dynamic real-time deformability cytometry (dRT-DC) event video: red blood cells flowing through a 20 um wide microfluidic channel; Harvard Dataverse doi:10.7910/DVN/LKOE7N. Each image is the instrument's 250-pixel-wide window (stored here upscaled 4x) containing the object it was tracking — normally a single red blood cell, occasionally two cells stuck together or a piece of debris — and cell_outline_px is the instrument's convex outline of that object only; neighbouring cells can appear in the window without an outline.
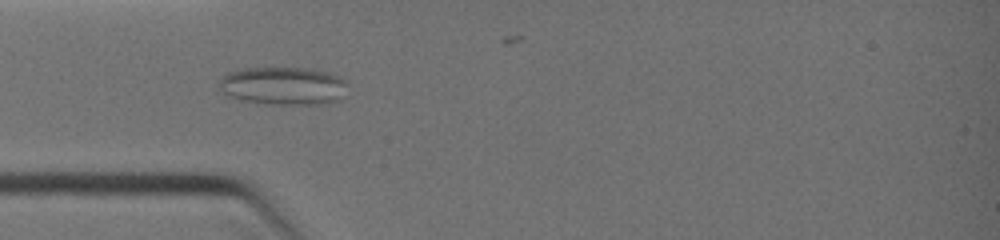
{"species": "common noctule bat (a hibernating species)", "species_latin": "Nyctalus noctula", "temperature_condition": "warm", "stored_images_in_passage": 6, "camera_frame_rate_fps": 3000, "um_per_image_px": 0.085, "animal": {"sex": "female", "body_mass_g": 19.0, "forearm_length_mm": 51.5}, "frame": {"image": 1, "passage_image": 4, "time_ms": 3.0, "image_size_px": [1000, 240], "cell_outline_px": [[348, 84], [344, 96], [340, 100], [324, 104], [268, 104], [244, 100], [228, 96], [220, 88], [220, 80], [228, 72], [244, 68], [308, 68], [328, 72], [348, 80]], "centroid_in_image_um": [24.15, 7.3], "position_along_channel_um": 60.8, "area_um2": 28.61}}
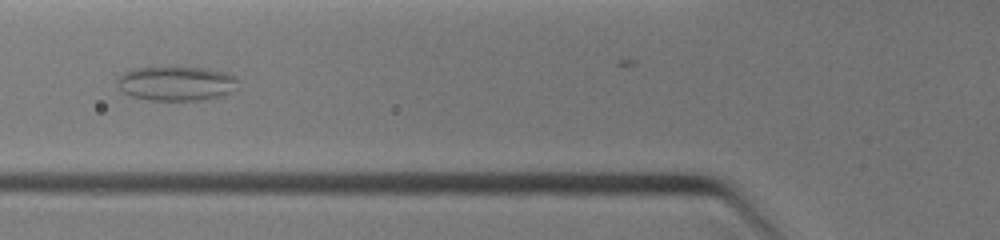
{"frame": {"image": 2, "passage_image": 5, "time_ms": 4.0, "image_size_px": [1000, 240], "cell_outline_px": [[240, 88], [220, 96], [200, 100], [148, 100], [132, 96], [124, 92], [116, 84], [116, 80], [124, 72], [132, 68], [176, 64], [208, 68], [228, 72], [236, 76]], "centroid_in_image_um": [15.02, 7.03], "position_along_channel_um": 110.8, "area_um2": 25.43}}
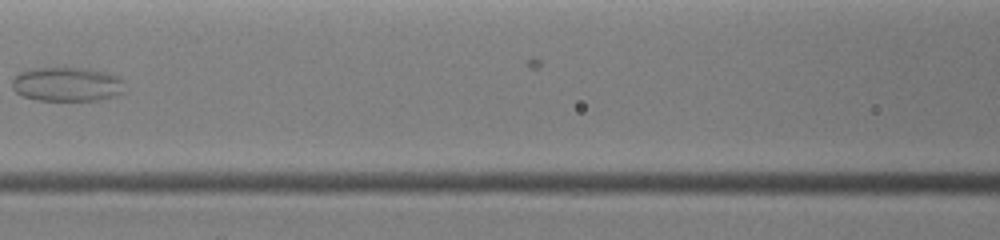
{"frame": {"image": 3, "passage_image": 6, "time_ms": 5.0, "image_size_px": [1000, 240], "cell_outline_px": [[124, 92], [112, 96], [96, 100], [36, 100], [24, 96], [16, 92], [12, 88], [12, 80], [20, 72], [28, 68], [88, 68], [120, 76], [124, 80]], "centroid_in_image_um": [5.7, 7.15], "position_along_channel_um": 160.9, "area_um2": 22.54}}